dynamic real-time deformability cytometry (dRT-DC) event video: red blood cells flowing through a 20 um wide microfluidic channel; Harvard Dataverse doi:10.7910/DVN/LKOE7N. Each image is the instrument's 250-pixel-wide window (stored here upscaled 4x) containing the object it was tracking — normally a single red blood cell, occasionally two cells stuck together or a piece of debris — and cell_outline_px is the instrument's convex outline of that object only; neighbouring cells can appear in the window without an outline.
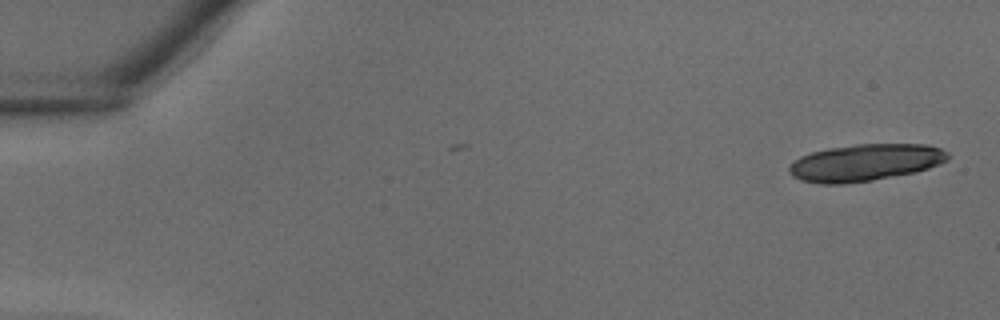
{"species": "common noctule bat (a hibernating species)", "species_latin": "Nyctalus noctula", "temperature_condition": "warm", "stored_images_in_passage": 3, "camera_frame_rate_fps": 3000, "um_per_image_px": 0.085, "animal": {"sex": "male", "body_mass_g": 18.8}, "frame": {"image": 1, "passage_image": 1, "time_ms": 0.0, "image_size_px": [1000, 320], "cell_outline_px": [[952, 156], [948, 160], [940, 164], [916, 172], [872, 180], [844, 184], [820, 184], [800, 180], [792, 176], [788, 168], [800, 156], [812, 152], [828, 148], [856, 144], [924, 144], [940, 148], [948, 152]], "centroid_in_image_um": [73.57, 13.82], "position_along_channel_um": 11.4, "area_um2": 34.28}}